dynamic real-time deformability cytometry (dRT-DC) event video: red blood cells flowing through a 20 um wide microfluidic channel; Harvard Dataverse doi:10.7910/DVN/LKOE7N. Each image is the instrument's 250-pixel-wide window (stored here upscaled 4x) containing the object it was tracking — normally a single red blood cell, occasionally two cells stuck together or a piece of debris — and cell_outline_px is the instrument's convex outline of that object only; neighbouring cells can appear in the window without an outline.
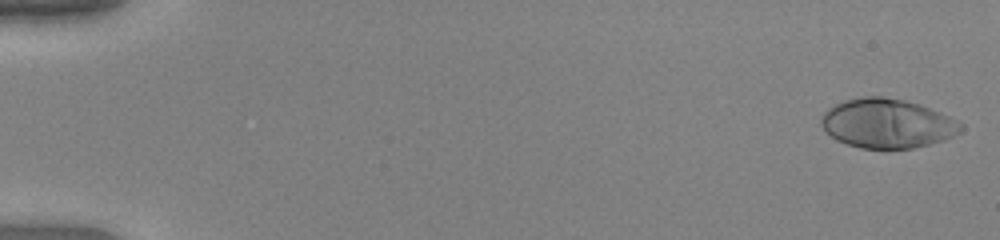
{"species": "human", "species_latin": "Homo sapiens", "temperature_condition": "warm", "stored_images_in_passage": 16, "camera_frame_rate_fps": 3000, "um_per_image_px": 0.085, "donor": {"sex": "female"}, "frame": {"image": 1, "passage_image": 1, "time_ms": 0.0, "image_size_px": [1000, 240], "cell_outline_px": [[964, 128], [960, 132], [944, 140], [912, 148], [860, 148], [836, 140], [820, 124], [820, 116], [828, 108], [844, 100], [860, 96], [884, 96], [904, 100], [920, 104], [940, 112], [964, 124]], "centroid_in_image_um": [75.41, 10.48], "position_along_channel_um": 9.6, "area_um2": 40.11}}
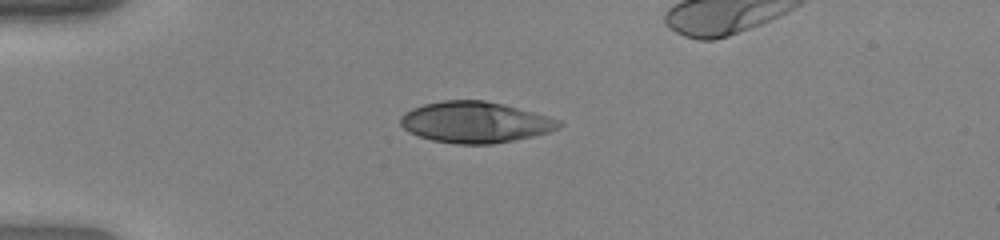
{"frame": {"image": 2, "passage_image": 14, "time_ms": 4.333, "image_size_px": [1000, 240], "cell_outline_px": [[564, 124], [560, 128], [548, 132], [532, 136], [492, 144], [456, 144], [432, 140], [408, 132], [400, 124], [400, 116], [404, 112], [412, 108], [424, 104], [444, 100], [484, 100], [504, 104], [548, 116], [560, 120]], "centroid_in_image_um": [40.38, 10.38], "position_along_channel_um": 44.6, "area_um2": 37.97}}